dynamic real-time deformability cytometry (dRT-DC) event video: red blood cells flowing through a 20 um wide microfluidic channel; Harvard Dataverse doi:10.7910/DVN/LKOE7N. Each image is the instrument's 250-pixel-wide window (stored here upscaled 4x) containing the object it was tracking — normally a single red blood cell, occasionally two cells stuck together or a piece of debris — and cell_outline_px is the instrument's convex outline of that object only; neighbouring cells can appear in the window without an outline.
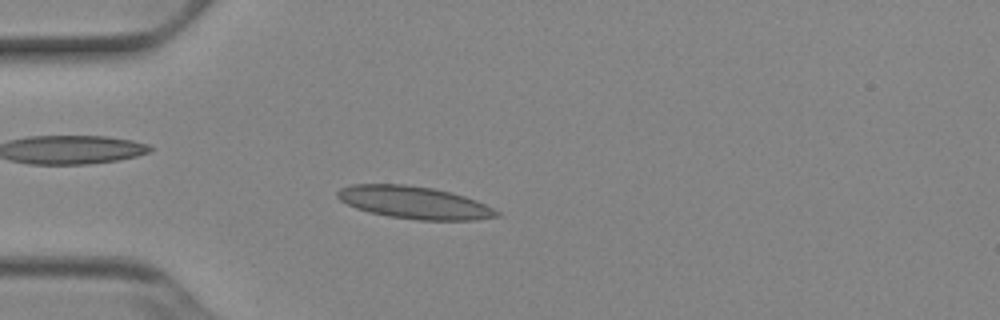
{"species": "Egyptian fruit bat (a non-hibernating species)", "species_latin": "Rousettus aegyptiacus", "temperature_condition": "cold", "stored_images_in_passage": 44, "camera_frame_rate_fps": 3000, "um_per_image_px": 0.085, "animal": {"sex": "female"}, "frame": {"image": 1, "passage_image": 7, "time_ms": 2.0, "image_size_px": [1000, 320], "cell_outline_px": [[500, 216], [476, 220], [416, 220], [388, 216], [368, 212], [356, 208], [340, 200], [336, 196], [336, 192], [340, 188], [352, 184], [404, 184], [432, 188], [452, 192], [476, 200], [500, 212]], "centroid_in_image_um": [35.2, 17.22], "position_along_channel_um": 49.8, "area_um2": 30.17}}
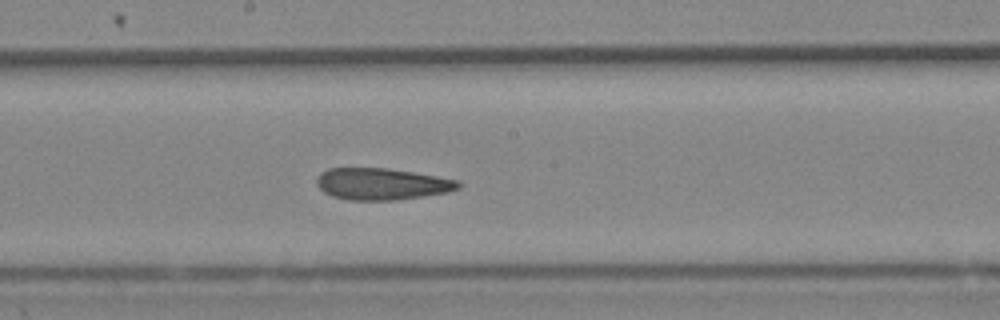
{"frame": {"image": 2, "passage_image": 21, "time_ms": 6.667, "image_size_px": [1000, 320], "cell_outline_px": [[464, 184], [460, 188], [448, 192], [396, 200], [348, 200], [332, 196], [324, 192], [316, 184], [316, 180], [320, 172], [328, 168], [388, 168], [460, 180]], "centroid_in_image_um": [32.47, 15.63], "position_along_channel_um": 215.7, "area_um2": 26.3}}
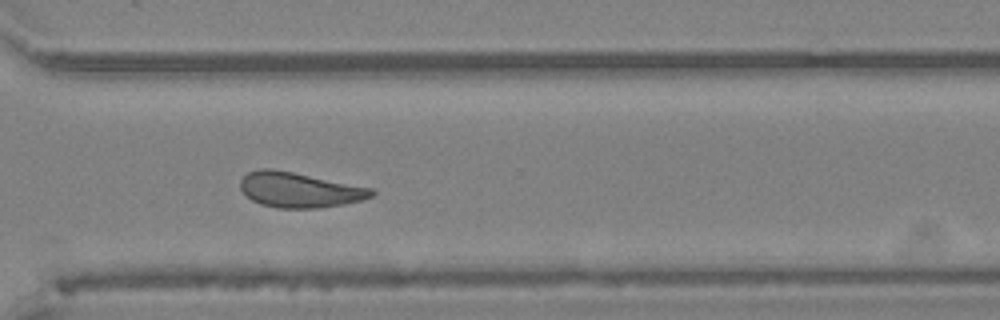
{"frame": {"image": 3, "passage_image": 31, "time_ms": 10.0, "image_size_px": [1000, 320], "cell_outline_px": [[376, 192], [372, 196], [360, 200], [344, 204], [316, 208], [280, 208], [260, 204], [252, 200], [240, 188], [240, 180], [248, 172], [260, 168], [272, 168], [372, 188]], "centroid_in_image_um": [25.42, 16.14], "position_along_channel_um": 345.2, "area_um2": 26.59}, "authors_computed_cell_mechanics": {"area_um2": 27.0793, "velocity_mm_per_s": 3.8736, "shape_relaxation_time_tau1_ms": null, "shape_relaxation_time_tau2_ms": 1.4096, "deformation_change_tau1": null, "deformation_change_tau2": 0.0803}}